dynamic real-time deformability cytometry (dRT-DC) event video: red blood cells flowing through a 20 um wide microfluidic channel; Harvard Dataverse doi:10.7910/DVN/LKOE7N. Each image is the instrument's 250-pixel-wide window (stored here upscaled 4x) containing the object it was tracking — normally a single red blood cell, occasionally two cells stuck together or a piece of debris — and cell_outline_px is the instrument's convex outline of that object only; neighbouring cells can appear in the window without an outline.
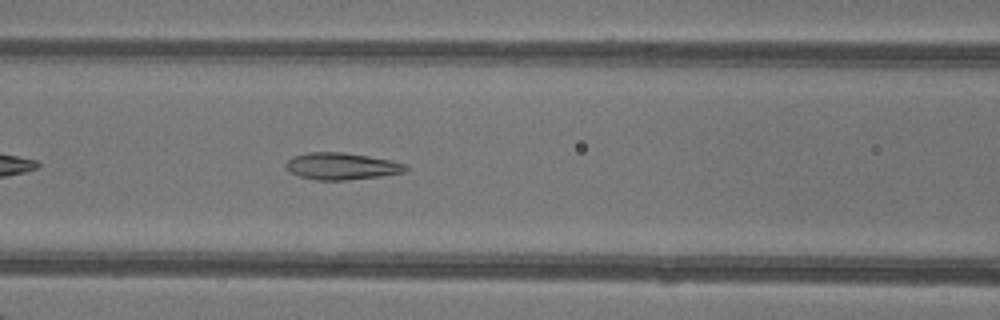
{"species": "common noctule bat (a hibernating species)", "species_latin": "Nyctalus noctula", "temperature_condition": "warm", "stored_images_in_passage": 32, "camera_frame_rate_fps": 3000, "um_per_image_px": 0.085, "animal": {"sex": "female"}, "frame": {"image": 1, "passage_image": 8, "time_ms": 2.333, "image_size_px": [1000, 320], "cell_outline_px": [[408, 168], [404, 172], [380, 176], [344, 180], [316, 180], [300, 176], [292, 172], [284, 164], [292, 156], [308, 152], [344, 152], [368, 156], [408, 164]], "centroid_in_image_um": [29.04, 14.12], "position_along_channel_um": 137.6, "area_um2": 18.61}}
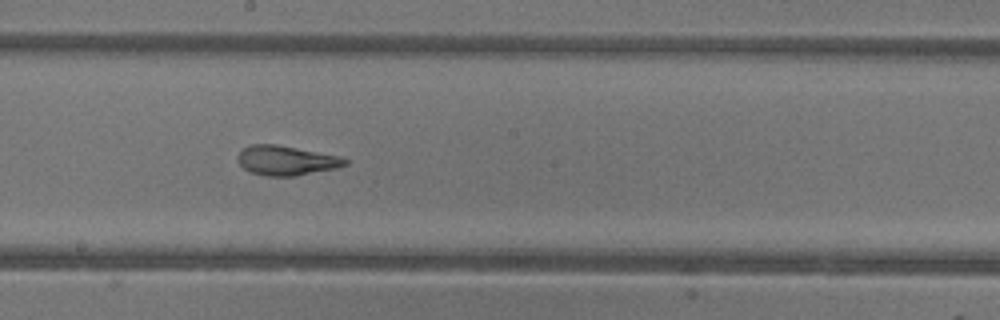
{"frame": {"image": 2, "passage_image": 14, "time_ms": 4.333, "image_size_px": [1000, 320], "cell_outline_px": [[348, 164], [336, 168], [296, 176], [268, 176], [252, 172], [244, 168], [240, 164], [236, 156], [244, 148], [252, 144], [276, 144], [340, 156], [348, 160]], "centroid_in_image_um": [24.34, 13.64], "position_along_channel_um": 223.9, "area_um2": 18.38}}
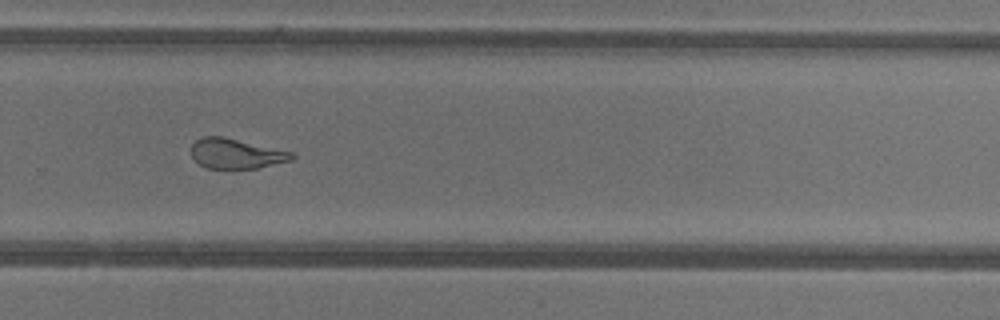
{"frame": {"image": 3, "passage_image": 20, "time_ms": 6.333, "image_size_px": [1000, 320], "cell_outline_px": [[296, 156], [292, 160], [256, 168], [208, 168], [200, 164], [192, 156], [192, 144], [196, 140], [204, 136], [224, 136], [292, 152]], "centroid_in_image_um": [20.07, 13.04], "position_along_channel_um": 309.7, "area_um2": 17.4}, "authors_computed_cell_mechanics": {"area_um2": 18.5827, "velocity_mm_per_s": 4.3221, "shape_relaxation_time_tau1_ms": 6.1449, "shape_relaxation_time_tau2_ms": 1.4875, "deformation_change_tau1": 0.2107, "deformation_change_tau2": 0.0917}}